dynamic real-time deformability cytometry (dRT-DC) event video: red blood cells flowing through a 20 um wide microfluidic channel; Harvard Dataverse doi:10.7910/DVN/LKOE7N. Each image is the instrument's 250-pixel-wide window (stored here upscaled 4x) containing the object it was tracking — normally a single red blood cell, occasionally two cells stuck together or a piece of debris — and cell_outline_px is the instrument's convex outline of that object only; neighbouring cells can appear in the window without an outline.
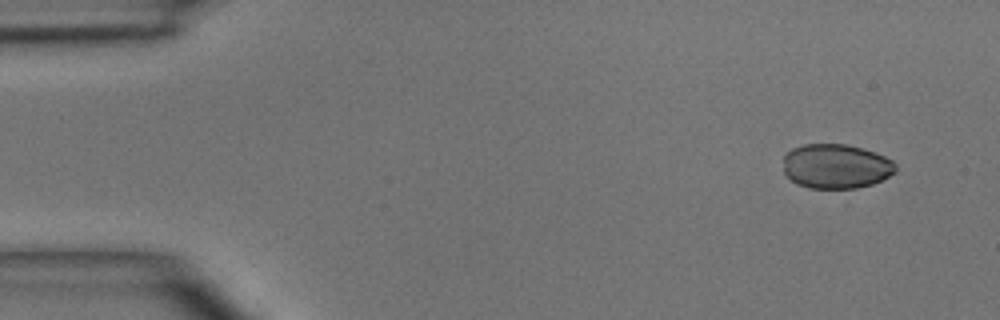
{"species": "common noctule bat (a hibernating species)", "species_latin": "Nyctalus noctula", "temperature_condition": "room temperature", "stored_images_in_passage": 3, "camera_frame_rate_fps": 3000, "um_per_image_px": 0.085, "animal": {"sex": "male", "body_mass_g": 15.6}, "frame": {"image": 1, "passage_image": 1, "time_ms": 0.0, "image_size_px": [1000, 320], "cell_outline_px": [[896, 172], [872, 184], [856, 188], [812, 188], [796, 184], [784, 172], [784, 156], [792, 148], [804, 144], [844, 144], [860, 148], [884, 156], [892, 160], [896, 164]], "centroid_in_image_um": [71.05, 14.13], "position_along_channel_um": 13.9, "area_um2": 28.96}}
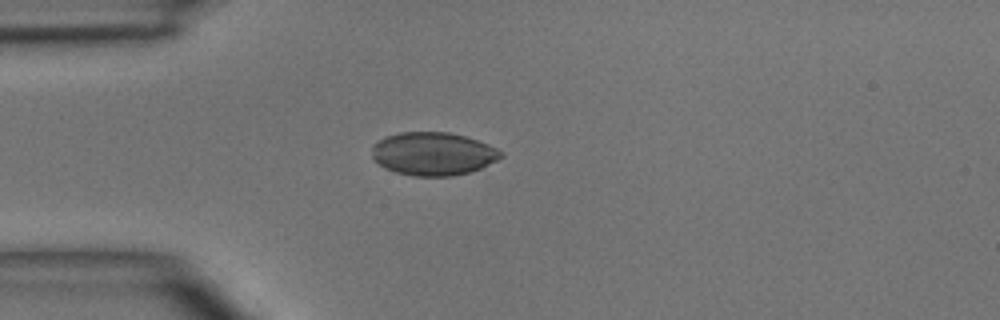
{"frame": {"image": 2, "passage_image": 3, "time_ms": 3.0, "image_size_px": [1000, 320], "cell_outline_px": [[504, 156], [480, 168], [468, 172], [452, 176], [412, 176], [396, 172], [384, 168], [372, 160], [372, 144], [384, 136], [400, 132], [448, 132], [464, 136], [488, 144], [496, 148]], "centroid_in_image_um": [36.74, 13.07], "position_along_channel_um": 48.3, "area_um2": 32.48}}